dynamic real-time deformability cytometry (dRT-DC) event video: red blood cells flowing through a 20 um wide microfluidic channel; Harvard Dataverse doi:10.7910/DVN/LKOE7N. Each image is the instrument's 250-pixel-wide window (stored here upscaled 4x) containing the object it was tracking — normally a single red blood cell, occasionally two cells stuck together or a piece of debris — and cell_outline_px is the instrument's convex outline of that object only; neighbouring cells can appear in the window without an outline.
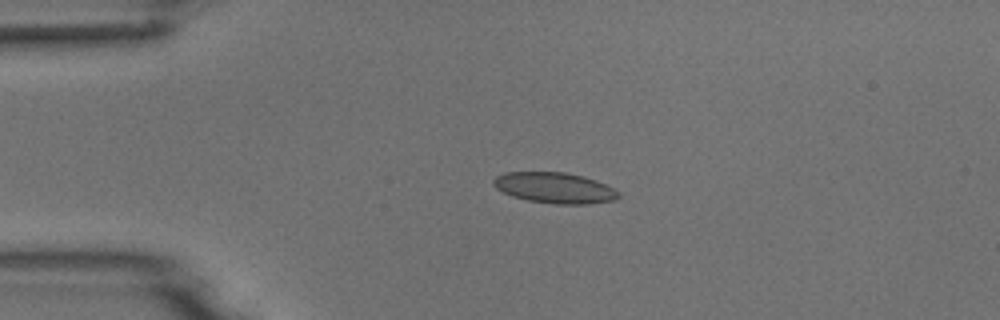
{"species": "common noctule bat (a hibernating species)", "species_latin": "Nyctalus noctula", "temperature_condition": "room temperature", "stored_images_in_passage": 5, "camera_frame_rate_fps": 3000, "um_per_image_px": 0.085, "animal": {"sex": "male", "body_mass_g": 18.8}, "frame": {"image": 1, "passage_image": 3, "time_ms": 2.333, "image_size_px": [1000, 320], "cell_outline_px": [[620, 196], [612, 200], [588, 204], [556, 204], [528, 200], [512, 196], [496, 188], [492, 184], [492, 180], [496, 176], [504, 172], [564, 172], [584, 176], [596, 180], [620, 192]], "centroid_in_image_um": [47.12, 15.96], "position_along_channel_um": 37.9, "area_um2": 22.37}}